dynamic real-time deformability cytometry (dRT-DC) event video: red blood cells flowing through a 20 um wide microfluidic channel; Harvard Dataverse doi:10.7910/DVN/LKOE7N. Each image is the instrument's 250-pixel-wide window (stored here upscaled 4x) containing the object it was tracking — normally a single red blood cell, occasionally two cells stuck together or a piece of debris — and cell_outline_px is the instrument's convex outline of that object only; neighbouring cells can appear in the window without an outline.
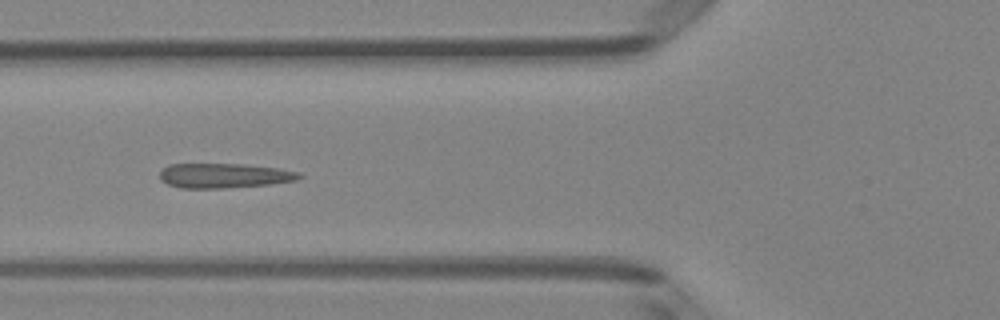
{"species": "Egyptian fruit bat (a non-hibernating species)", "species_latin": "Rousettus aegyptiacus", "temperature_condition": "room temperature", "stored_images_in_passage": 6, "camera_frame_rate_fps": 3000, "um_per_image_px": 0.085, "animal": {"sex": "female"}, "frame": {"image": 1, "passage_image": 6, "time_ms": 1.667, "image_size_px": [1000, 320], "cell_outline_px": [[304, 176], [296, 180], [268, 184], [224, 188], [180, 188], [168, 184], [160, 180], [160, 172], [168, 164], [244, 164], [276, 168], [300, 172]], "centroid_in_image_um": [19.04, 14.93], "position_along_channel_um": 106.8, "area_um2": 20.0}}